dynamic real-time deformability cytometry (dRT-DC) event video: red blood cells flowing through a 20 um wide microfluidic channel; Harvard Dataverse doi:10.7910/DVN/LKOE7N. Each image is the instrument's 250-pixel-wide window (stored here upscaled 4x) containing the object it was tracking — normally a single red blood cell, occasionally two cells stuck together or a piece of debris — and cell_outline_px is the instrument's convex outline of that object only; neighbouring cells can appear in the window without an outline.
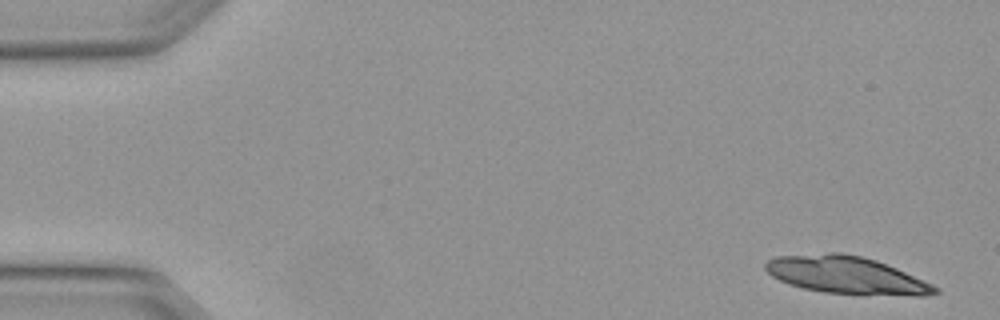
{"species": "Egyptian fruit bat (a non-hibernating species)", "species_latin": "Rousettus aegyptiacus", "temperature_condition": "warm", "stored_images_in_passage": 4, "camera_frame_rate_fps": 3000, "um_per_image_px": 0.085, "animal": {"sex": "female"}, "frame": {"image": 1, "passage_image": 1, "time_ms": 0.0, "image_size_px": [1000, 320], "cell_outline_px": [[940, 292], [924, 296], [916, 296], [824, 292], [804, 288], [788, 284], [772, 276], [764, 268], [764, 264], [768, 260], [776, 256], [828, 252], [844, 252], [876, 260], [896, 268], [932, 284], [940, 288]], "centroid_in_image_um": [71.93, 23.37], "position_along_channel_um": 13.1, "area_um2": 36.88}}